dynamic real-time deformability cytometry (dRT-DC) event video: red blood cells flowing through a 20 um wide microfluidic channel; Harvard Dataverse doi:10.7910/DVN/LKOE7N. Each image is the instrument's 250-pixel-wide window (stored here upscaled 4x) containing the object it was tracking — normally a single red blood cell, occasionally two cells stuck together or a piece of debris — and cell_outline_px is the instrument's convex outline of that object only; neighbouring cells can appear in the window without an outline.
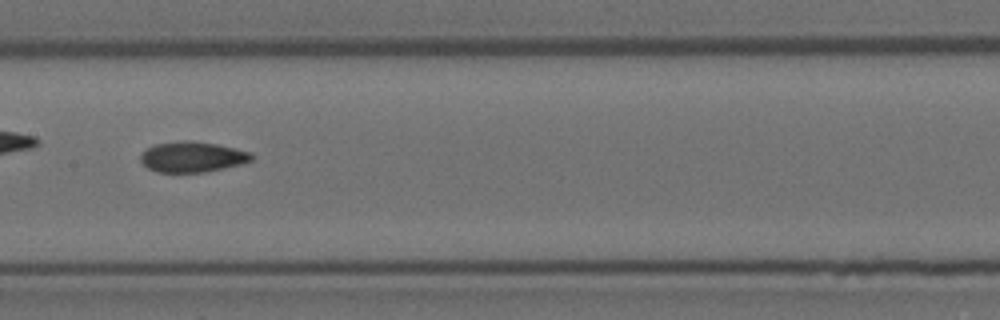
{"species": "Egyptian fruit bat (a non-hibernating species)", "species_latin": "Rousettus aegyptiacus", "temperature_condition": "room temperature", "stored_images_in_passage": 39, "camera_frame_rate_fps": 3000, "um_per_image_px": 0.085, "animal": {"sex": "female"}, "frame": {"image": 1, "passage_image": 12, "time_ms": 3.667, "image_size_px": [1000, 320], "cell_outline_px": [[256, 156], [252, 160], [244, 164], [204, 172], [156, 172], [148, 168], [140, 160], [140, 156], [152, 144], [184, 140], [188, 140], [216, 144], [236, 148], [252, 152]], "centroid_in_image_um": [16.4, 13.33], "position_along_channel_um": 191.0, "area_um2": 19.94}}
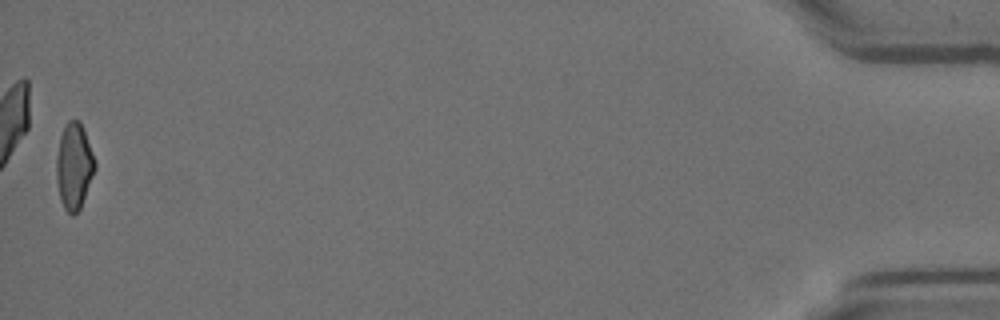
{"frame": {"image": 2, "passage_image": 39, "time_ms": 12.667, "image_size_px": [1000, 320], "cell_outline_px": [[96, 168], [80, 208], [72, 216], [64, 208], [60, 200], [56, 180], [56, 156], [60, 136], [64, 124], [68, 120], [80, 120], [84, 128], [96, 164]], "centroid_in_image_um": [6.28, 14.09], "position_along_channel_um": 428.9, "area_um2": 19.48}}